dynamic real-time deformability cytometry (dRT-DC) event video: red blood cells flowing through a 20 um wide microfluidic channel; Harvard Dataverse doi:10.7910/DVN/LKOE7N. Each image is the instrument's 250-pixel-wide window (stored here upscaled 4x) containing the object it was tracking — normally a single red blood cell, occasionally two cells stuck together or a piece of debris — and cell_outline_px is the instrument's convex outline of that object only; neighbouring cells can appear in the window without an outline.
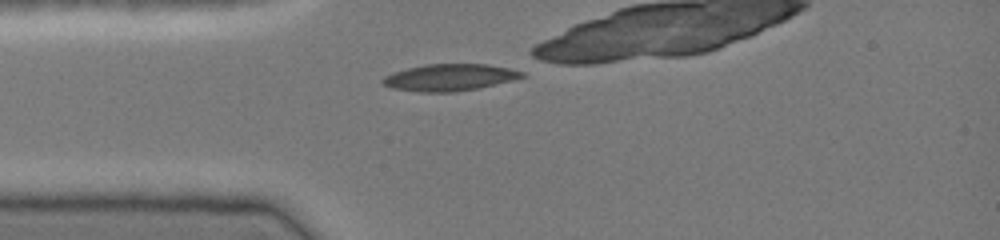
{"species": "common noctule bat (a hibernating species)", "species_latin": "Nyctalus noctula", "temperature_condition": "cold", "stored_images_in_passage": 27, "camera_frame_rate_fps": 3000, "um_per_image_px": 0.085, "animal": {"sex": "female", "body_mass_g": 19.0, "forearm_length_mm": 51.5}, "frame": {"image": 1, "passage_image": 1, "time_ms": 0.0, "image_size_px": [1000, 240], "cell_outline_px": [[524, 76], [516, 80], [480, 88], [452, 92], [420, 92], [392, 88], [380, 84], [380, 80], [384, 76], [392, 72], [424, 64], [484, 64], [508, 68], [524, 72]], "centroid_in_image_um": [38.19, 6.59], "position_along_channel_um": 46.8, "area_um2": 21.96}}
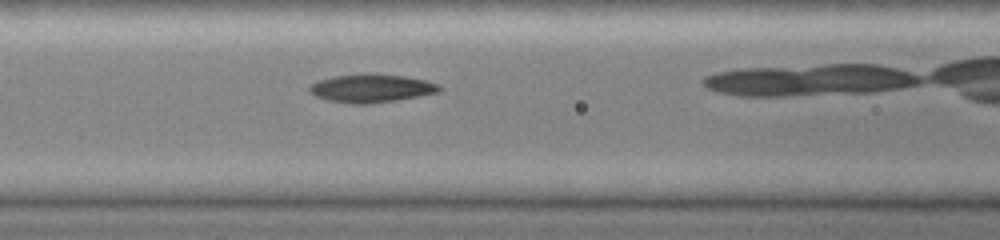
{"frame": {"image": 2, "passage_image": 8, "time_ms": 2.333, "image_size_px": [1000, 240], "cell_outline_px": [[444, 88], [440, 92], [420, 96], [396, 100], [368, 104], [352, 104], [328, 100], [316, 96], [308, 92], [308, 88], [316, 80], [336, 76], [404, 76], [424, 80], [440, 84]], "centroid_in_image_um": [31.59, 7.55], "position_along_channel_um": 135.0, "area_um2": 20.75}}
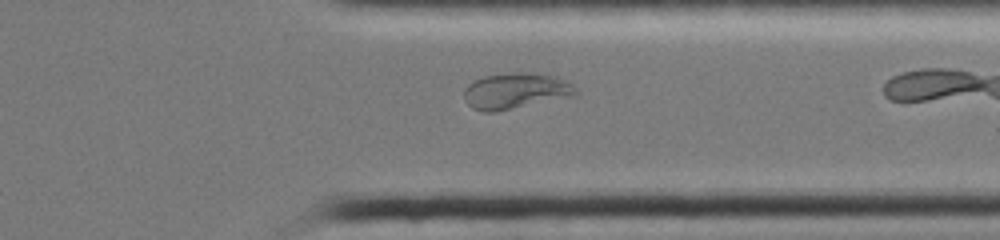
{"frame": {"image": 3, "passage_image": 25, "time_ms": 8.0, "image_size_px": [1000, 240], "cell_outline_px": [[576, 96], [496, 112], [484, 112], [472, 108], [464, 100], [464, 88], [468, 84], [484, 76], [512, 72], [516, 72], [552, 76], [568, 80], [576, 88]], "centroid_in_image_um": [43.82, 7.75], "position_along_channel_um": 367.6, "area_um2": 23.47}}